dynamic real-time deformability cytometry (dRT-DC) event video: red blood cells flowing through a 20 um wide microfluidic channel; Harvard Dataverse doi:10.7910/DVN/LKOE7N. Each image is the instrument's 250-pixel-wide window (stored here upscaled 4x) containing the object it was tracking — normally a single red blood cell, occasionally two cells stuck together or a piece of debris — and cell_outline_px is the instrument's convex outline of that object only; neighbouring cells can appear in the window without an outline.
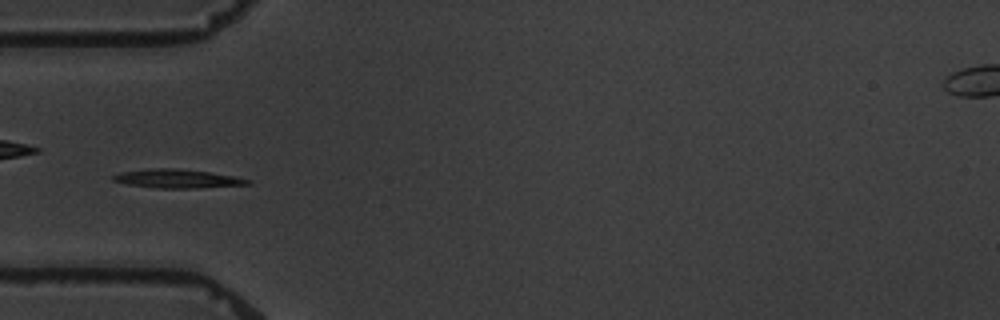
{"species": "common noctule bat (a hibernating species)", "species_latin": "Nyctalus noctula", "temperature_condition": "warm", "stored_images_in_passage": 8, "camera_frame_rate_fps": 3000, "um_per_image_px": 0.085, "animal": {"sex": "male", "body_mass_g": 19.5, "forearm_length_mm": 54.6}, "frame": {"image": 1, "passage_image": 5, "time_ms": 4.667, "image_size_px": [1000, 320], "cell_outline_px": [[252, 184], [200, 188], [156, 188], [128, 184], [112, 180], [112, 176], [124, 172], [156, 168], [176, 168], [208, 172], [236, 176], [252, 180]], "centroid_in_image_um": [15.17, 15.19], "position_along_channel_um": 69.8, "area_um2": 14.57}}
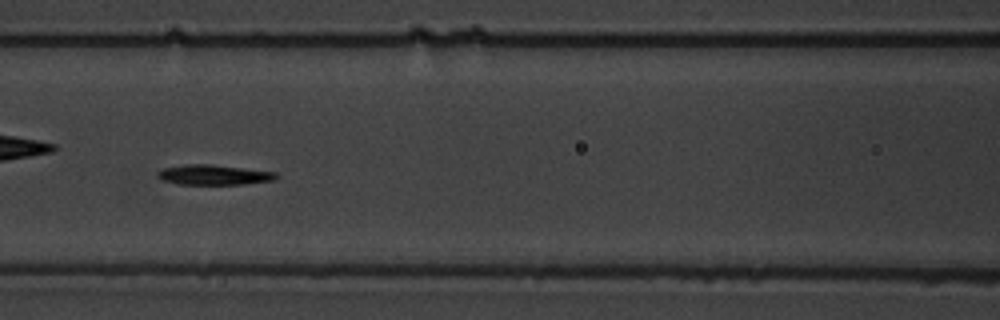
{"frame": {"image": 2, "passage_image": 7, "time_ms": 7.0, "image_size_px": [1000, 320], "cell_outline_px": [[280, 176], [272, 180], [244, 184], [176, 184], [164, 180], [156, 176], [156, 172], [164, 168], [184, 164], [212, 164], [276, 172]], "centroid_in_image_um": [18.16, 14.85], "position_along_channel_um": 148.4, "area_um2": 13.87}}
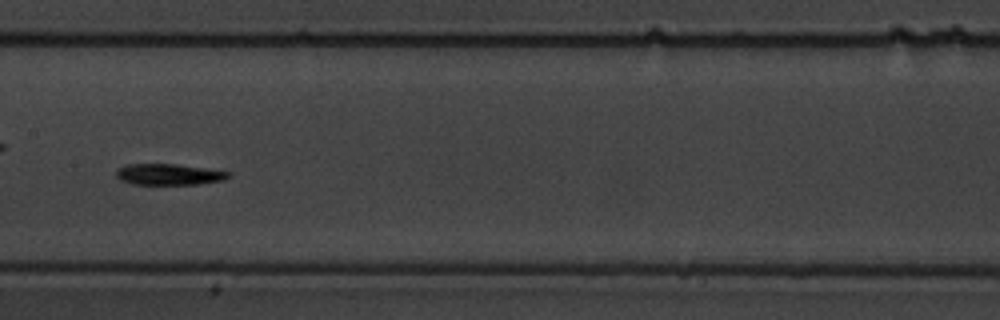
{"frame": {"image": 3, "passage_image": 8, "time_ms": 8.333, "image_size_px": [1000, 320], "cell_outline_px": [[228, 176], [224, 180], [196, 184], [132, 184], [120, 180], [116, 176], [116, 172], [120, 168], [128, 164], [176, 164], [204, 168], [228, 172]], "centroid_in_image_um": [14.3, 14.82], "position_along_channel_um": 193.1, "area_um2": 13.53}}